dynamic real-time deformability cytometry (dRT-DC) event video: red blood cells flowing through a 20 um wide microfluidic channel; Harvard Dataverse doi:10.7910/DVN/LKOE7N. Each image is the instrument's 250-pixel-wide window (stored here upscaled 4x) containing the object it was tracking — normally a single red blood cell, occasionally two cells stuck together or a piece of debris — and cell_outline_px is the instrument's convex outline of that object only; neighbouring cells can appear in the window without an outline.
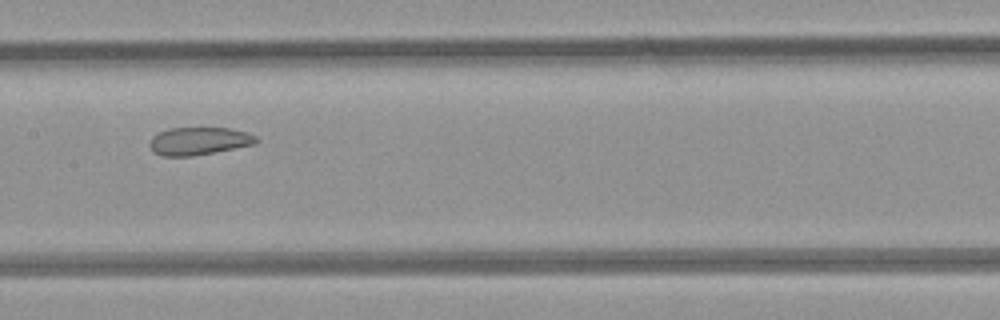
{"species": "common noctule bat (a hibernating species)", "species_latin": "Nyctalus noctula", "temperature_condition": "room temperature", "stored_images_in_passage": 7, "camera_frame_rate_fps": 3000, "um_per_image_px": 0.085, "animal": {"sex": "female", "body_mass_g": 21.9}, "frame": {"image": 1, "passage_image": 7, "time_ms": 7.667, "image_size_px": [1000, 320], "cell_outline_px": [[260, 140], [256, 144], [192, 156], [164, 156], [152, 152], [148, 144], [152, 136], [168, 128], [228, 128], [248, 132], [256, 136]], "centroid_in_image_um": [16.9, 11.99], "position_along_channel_um": 190.5, "area_um2": 17.34}}